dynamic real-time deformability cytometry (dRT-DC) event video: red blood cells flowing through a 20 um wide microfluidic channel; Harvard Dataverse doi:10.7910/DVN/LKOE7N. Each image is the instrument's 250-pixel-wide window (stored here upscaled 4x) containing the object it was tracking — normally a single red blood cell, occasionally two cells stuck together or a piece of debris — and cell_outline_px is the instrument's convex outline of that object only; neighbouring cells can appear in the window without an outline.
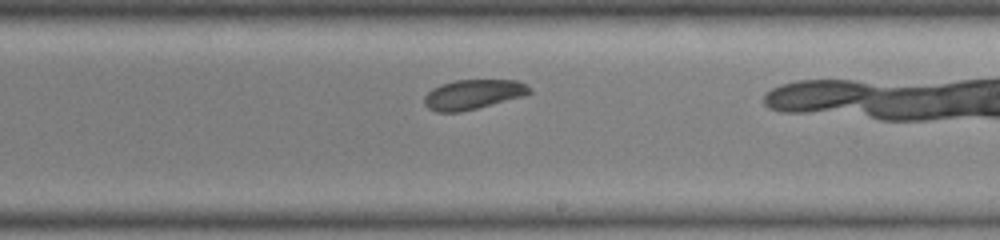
{"species": "common noctule bat (a hibernating species)", "species_latin": "Nyctalus noctula", "temperature_condition": "warm", "stored_images_in_passage": 20, "camera_frame_rate_fps": 3000, "um_per_image_px": 0.085, "animal": {"sex": "female", "body_mass_g": 19.0, "forearm_length_mm": 51.5}, "frame": {"image": 1, "passage_image": 12, "time_ms": 3.667, "image_size_px": [1000, 240], "cell_outline_px": [[532, 92], [528, 96], [460, 112], [436, 112], [428, 108], [424, 104], [424, 96], [432, 88], [440, 84], [456, 80], [516, 80], [528, 84], [532, 88]], "centroid_in_image_um": [40.27, 8.02], "position_along_channel_um": 248.7, "area_um2": 18.61}}
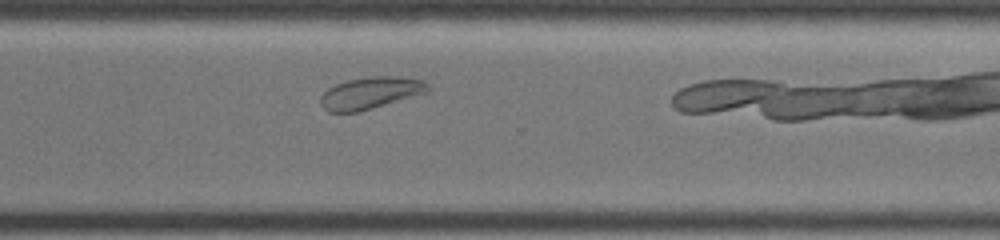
{"frame": {"image": 2, "passage_image": 17, "time_ms": 5.333, "image_size_px": [1000, 240], "cell_outline_px": [[428, 92], [372, 108], [356, 112], [328, 112], [320, 104], [320, 96], [328, 88], [336, 84], [348, 80], [368, 76], [400, 76], [424, 80], [428, 84]], "centroid_in_image_um": [31.48, 7.89], "position_along_channel_um": 339.1, "area_um2": 19.94}}